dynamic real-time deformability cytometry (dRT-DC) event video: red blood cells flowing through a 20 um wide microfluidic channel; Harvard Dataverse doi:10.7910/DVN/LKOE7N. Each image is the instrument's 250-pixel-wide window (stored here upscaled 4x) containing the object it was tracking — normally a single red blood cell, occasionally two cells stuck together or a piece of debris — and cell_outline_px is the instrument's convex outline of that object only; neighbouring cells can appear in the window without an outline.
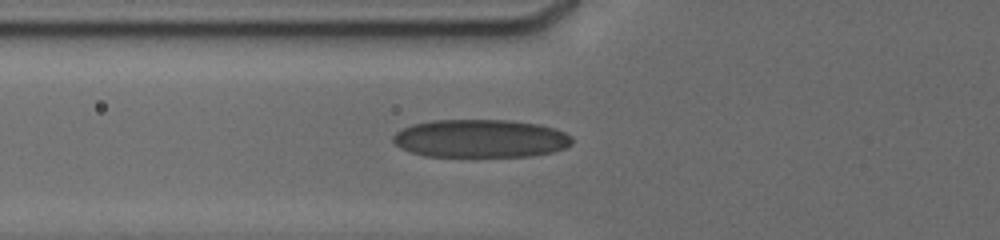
{"species": "human", "species_latin": "Homo sapiens", "temperature_condition": "cold", "stored_images_in_passage": 20, "camera_frame_rate_fps": 3000, "um_per_image_px": 0.085, "donor": {"sex": "male"}, "frame": {"image": 1, "passage_image": 2, "time_ms": 0.333, "image_size_px": [1000, 240], "cell_outline_px": [[572, 144], [564, 148], [552, 152], [532, 156], [424, 156], [400, 148], [392, 140], [392, 136], [396, 132], [412, 124], [432, 120], [508, 120], [540, 124], [556, 128], [572, 136]], "centroid_in_image_um": [40.86, 11.77], "position_along_channel_um": 84.9, "area_um2": 39.88}}
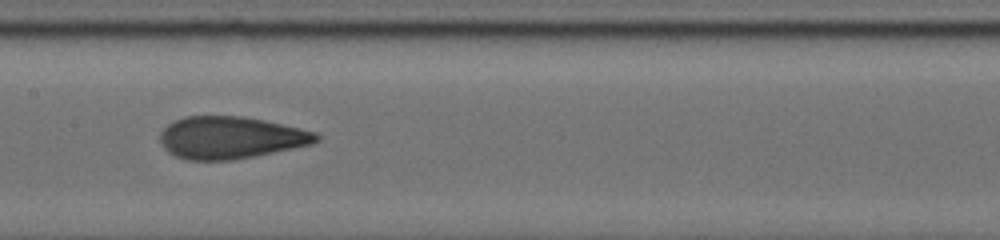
{"frame": {"image": 2, "passage_image": 10, "time_ms": 3.0, "image_size_px": [1000, 240], "cell_outline_px": [[320, 140], [312, 144], [232, 160], [188, 160], [176, 156], [168, 152], [160, 144], [160, 132], [168, 124], [184, 116], [244, 116], [264, 120], [316, 132], [320, 136]], "centroid_in_image_um": [19.58, 11.69], "position_along_channel_um": 187.8, "area_um2": 38.26}}
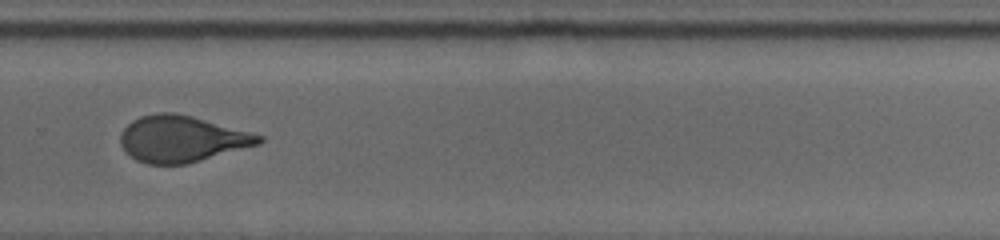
{"frame": {"image": 3, "passage_image": 20, "time_ms": 6.333, "image_size_px": [1000, 240], "cell_outline_px": [[264, 140], [260, 144], [188, 164], [148, 164], [136, 160], [120, 144], [120, 136], [124, 128], [132, 120], [140, 116], [160, 112], [172, 112], [192, 116], [264, 136]], "centroid_in_image_um": [15.46, 11.81], "position_along_channel_um": 314.3, "area_um2": 37.22}}